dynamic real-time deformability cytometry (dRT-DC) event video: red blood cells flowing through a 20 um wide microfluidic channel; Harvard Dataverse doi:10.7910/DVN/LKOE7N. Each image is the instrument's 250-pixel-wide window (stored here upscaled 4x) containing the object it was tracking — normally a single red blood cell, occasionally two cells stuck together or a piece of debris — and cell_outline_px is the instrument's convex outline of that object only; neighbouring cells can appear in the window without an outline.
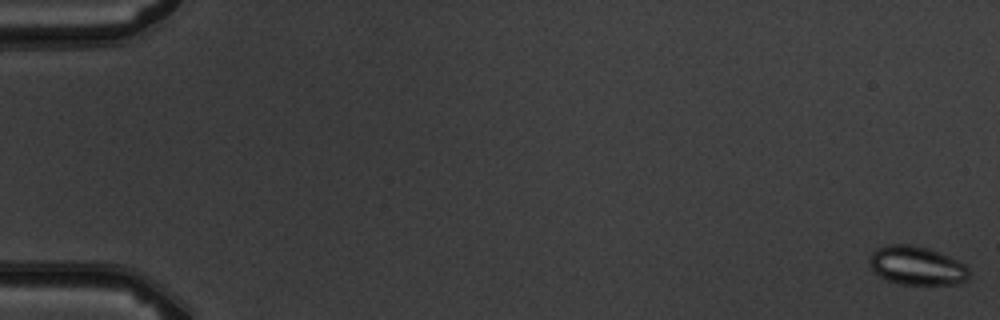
{"species": "common noctule bat (a hibernating species)", "species_latin": "Nyctalus noctula", "temperature_condition": "warm", "stored_images_in_passage": 7, "camera_frame_rate_fps": 3000, "um_per_image_px": 0.085, "animal": {"sex": "male", "body_mass_g": 19.5, "forearm_length_mm": 54.6}, "frame": {"image": 1, "passage_image": 1, "time_ms": 0.0, "image_size_px": [1000, 320], "cell_outline_px": [[968, 276], [960, 284], [900, 284], [888, 280], [880, 276], [872, 268], [868, 260], [872, 252], [876, 248], [888, 244], [912, 244], [928, 248], [948, 256], [964, 264], [968, 268]], "centroid_in_image_um": [77.9, 22.56], "position_along_channel_um": 7.1, "area_um2": 22.31}}
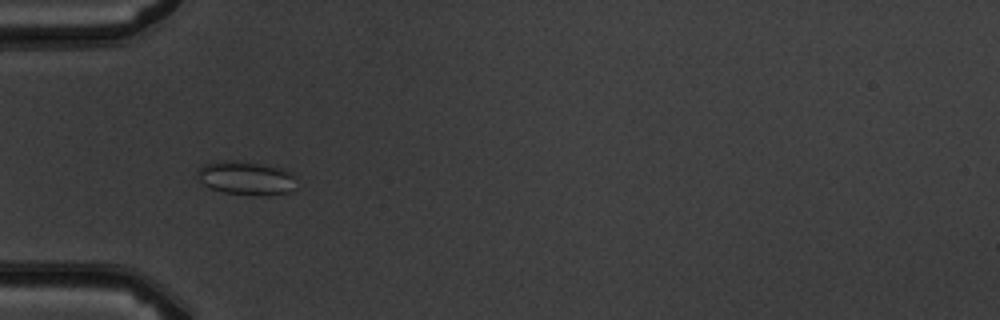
{"frame": {"image": 2, "passage_image": 6, "time_ms": 5.667, "image_size_px": [1000, 320], "cell_outline_px": [[292, 176], [288, 192], [252, 196], [224, 192], [212, 188], [204, 184], [196, 176], [196, 172], [204, 164], [228, 160], [236, 160], [264, 164], [280, 168], [288, 172]], "centroid_in_image_um": [20.8, 15.12], "position_along_channel_um": 64.2, "area_um2": 18.79}}
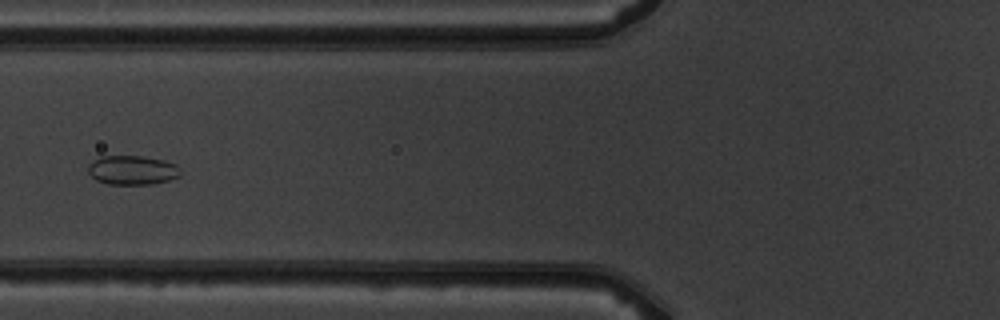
{"frame": {"image": 3, "passage_image": 7, "time_ms": 7.0, "image_size_px": [1000, 320], "cell_outline_px": [[180, 176], [168, 180], [152, 184], [108, 184], [96, 180], [88, 172], [88, 164], [92, 160], [100, 156], [140, 156], [164, 160], [176, 164], [180, 172]], "centroid_in_image_um": [11.22, 14.45], "position_along_channel_um": 114.6, "area_um2": 15.72}}